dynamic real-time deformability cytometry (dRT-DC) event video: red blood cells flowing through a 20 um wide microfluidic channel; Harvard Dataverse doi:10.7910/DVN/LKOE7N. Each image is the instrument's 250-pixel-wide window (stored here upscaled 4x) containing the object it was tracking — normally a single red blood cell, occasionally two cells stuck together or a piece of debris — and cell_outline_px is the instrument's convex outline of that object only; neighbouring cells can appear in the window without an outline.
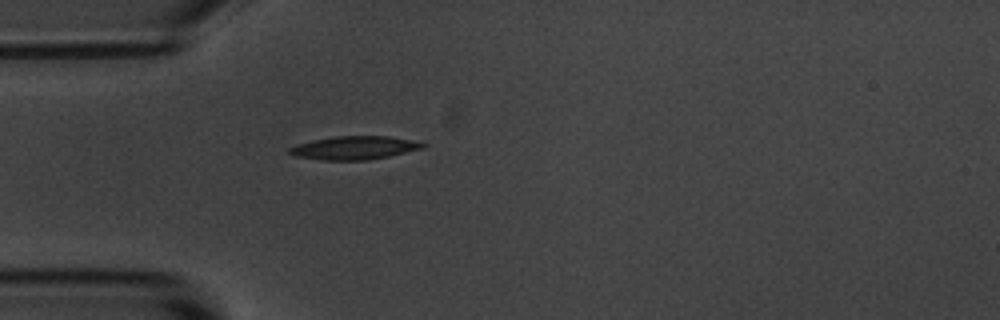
{"species": "common noctule bat (a hibernating species)", "species_latin": "Nyctalus noctula", "temperature_condition": "room temperature", "stored_images_in_passage": 1, "camera_frame_rate_fps": 3000, "um_per_image_px": 0.085, "animal": {"sex": "male", "body_mass_g": 20.1, "forearm_length_mm": 53.5}, "frame": {"image": 1, "passage_image": 1, "time_ms": 0.0, "image_size_px": [1000, 320], "cell_outline_px": [[428, 144], [424, 148], [388, 156], [364, 160], [324, 160], [292, 156], [288, 152], [288, 148], [296, 144], [336, 136], [388, 136], [412, 140]], "centroid_in_image_um": [30.11, 12.56], "position_along_channel_um": 54.9, "area_um2": 18.03}}